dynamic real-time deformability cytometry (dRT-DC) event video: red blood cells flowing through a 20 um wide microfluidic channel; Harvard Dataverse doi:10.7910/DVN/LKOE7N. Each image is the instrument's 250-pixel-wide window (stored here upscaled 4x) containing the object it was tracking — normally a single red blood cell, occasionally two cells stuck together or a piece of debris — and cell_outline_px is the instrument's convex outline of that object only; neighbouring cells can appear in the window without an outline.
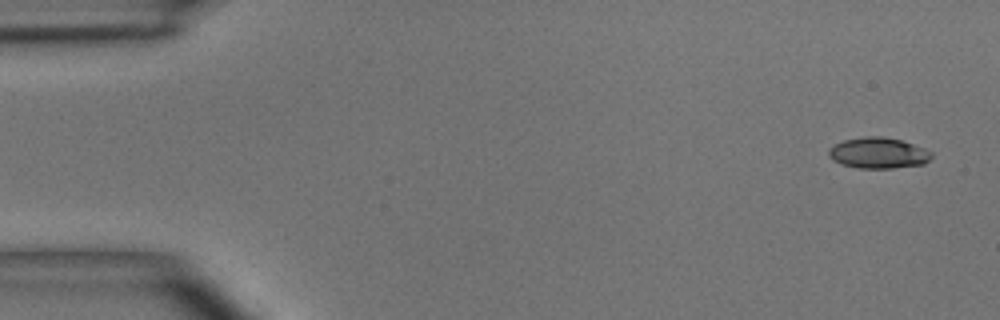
{"species": "common noctule bat (a hibernating species)", "species_latin": "Nyctalus noctula", "temperature_condition": "room temperature", "stored_images_in_passage": 5, "camera_frame_rate_fps": 3000, "um_per_image_px": 0.085, "animal": {"sex": "male", "body_mass_g": 15.6}, "frame": {"image": 1, "passage_image": 1, "time_ms": 0.0, "image_size_px": [1000, 320], "cell_outline_px": [[932, 156], [924, 164], [892, 168], [856, 168], [840, 164], [832, 160], [828, 156], [828, 148], [844, 140], [864, 136], [884, 136], [900, 140], [924, 148], [932, 152]], "centroid_in_image_um": [74.62, 13.01], "position_along_channel_um": 10.4, "area_um2": 18.61}}
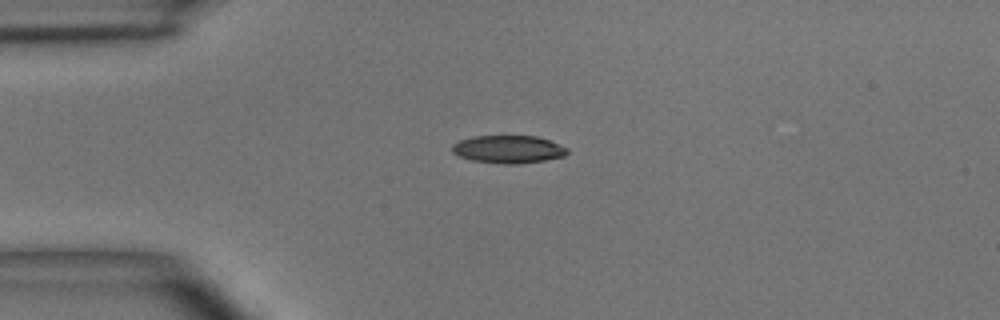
{"frame": {"image": 2, "passage_image": 3, "time_ms": 3.333, "image_size_px": [1000, 320], "cell_outline_px": [[568, 152], [564, 156], [544, 160], [520, 164], [504, 164], [472, 160], [460, 156], [452, 152], [452, 144], [460, 140], [472, 136], [536, 136], [548, 140], [568, 148]], "centroid_in_image_um": [43.2, 12.69], "position_along_channel_um": 41.8, "area_um2": 18.55}}
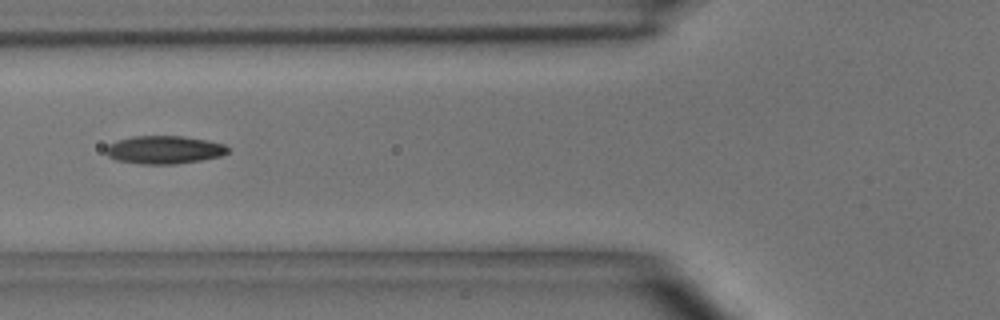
{"frame": {"image": 3, "passage_image": 5, "time_ms": 5.667, "image_size_px": [1000, 320], "cell_outline_px": [[228, 152], [220, 156], [200, 160], [176, 164], [140, 164], [116, 160], [108, 156], [104, 152], [104, 148], [108, 144], [116, 140], [132, 136], [184, 136], [224, 144], [228, 148]], "centroid_in_image_um": [13.88, 12.73], "position_along_channel_um": 111.9, "area_um2": 20.0}}